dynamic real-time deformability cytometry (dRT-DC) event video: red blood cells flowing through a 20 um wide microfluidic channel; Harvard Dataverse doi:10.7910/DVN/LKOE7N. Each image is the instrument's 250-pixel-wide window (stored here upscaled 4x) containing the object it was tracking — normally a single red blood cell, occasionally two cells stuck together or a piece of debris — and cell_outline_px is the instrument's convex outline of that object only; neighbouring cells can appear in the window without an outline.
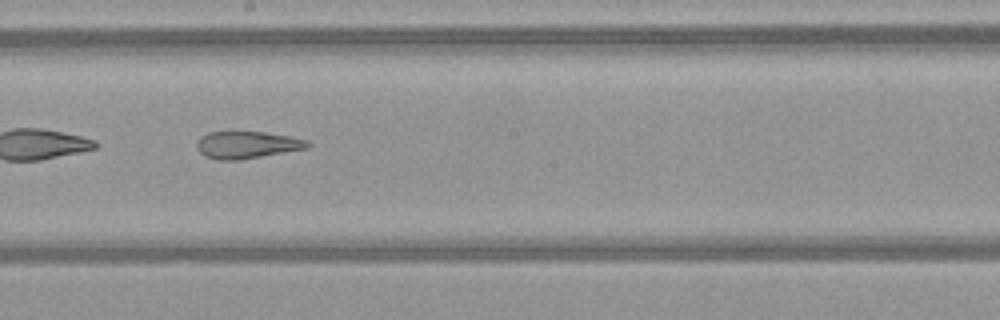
{"species": "common noctule bat (a hibernating species)", "species_latin": "Nyctalus noctula", "temperature_condition": "warm", "stored_images_in_passage": 27, "camera_frame_rate_fps": 3000, "um_per_image_px": 0.085, "animal": {"sex": "female", "body_mass_g": 21.9}, "frame": {"image": 1, "passage_image": 12, "time_ms": 3.667, "image_size_px": [1000, 320], "cell_outline_px": [[312, 144], [308, 148], [240, 160], [216, 160], [204, 156], [196, 148], [196, 140], [200, 136], [208, 132], [264, 132], [288, 136], [308, 140]], "centroid_in_image_um": [20.96, 12.32], "position_along_channel_um": 227.2, "area_um2": 17.69}}